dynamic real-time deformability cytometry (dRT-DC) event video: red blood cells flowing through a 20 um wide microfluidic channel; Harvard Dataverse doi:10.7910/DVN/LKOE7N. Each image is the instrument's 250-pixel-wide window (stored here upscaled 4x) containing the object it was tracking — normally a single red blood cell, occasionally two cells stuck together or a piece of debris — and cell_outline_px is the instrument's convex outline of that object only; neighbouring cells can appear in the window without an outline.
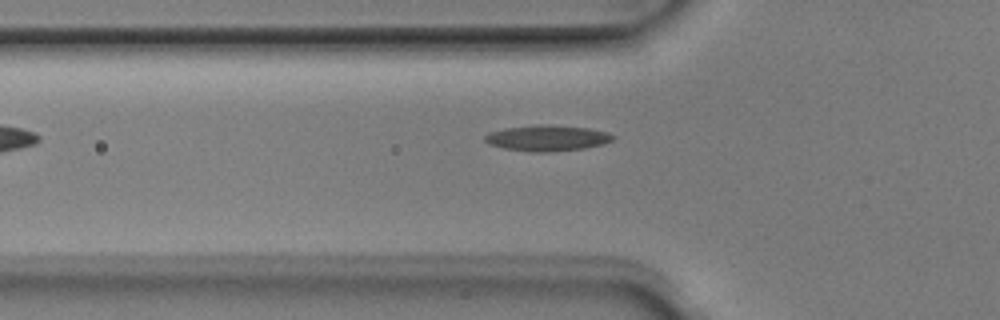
{"species": "Egyptian fruit bat (a non-hibernating species)", "species_latin": "Rousettus aegyptiacus", "temperature_condition": "room temperature", "stored_images_in_passage": 5, "camera_frame_rate_fps": 3000, "um_per_image_px": 0.085, "animal": {"sex": "male"}, "frame": {"image": 1, "passage_image": 5, "time_ms": 1.333, "image_size_px": [1000, 320], "cell_outline_px": [[616, 136], [612, 140], [604, 144], [584, 148], [548, 152], [528, 152], [504, 148], [488, 144], [484, 140], [484, 136], [488, 132], [504, 128], [532, 124], [548, 124], [588, 128], [608, 132]], "centroid_in_image_um": [46.48, 11.72], "position_along_channel_um": 79.3, "area_um2": 19.59}}